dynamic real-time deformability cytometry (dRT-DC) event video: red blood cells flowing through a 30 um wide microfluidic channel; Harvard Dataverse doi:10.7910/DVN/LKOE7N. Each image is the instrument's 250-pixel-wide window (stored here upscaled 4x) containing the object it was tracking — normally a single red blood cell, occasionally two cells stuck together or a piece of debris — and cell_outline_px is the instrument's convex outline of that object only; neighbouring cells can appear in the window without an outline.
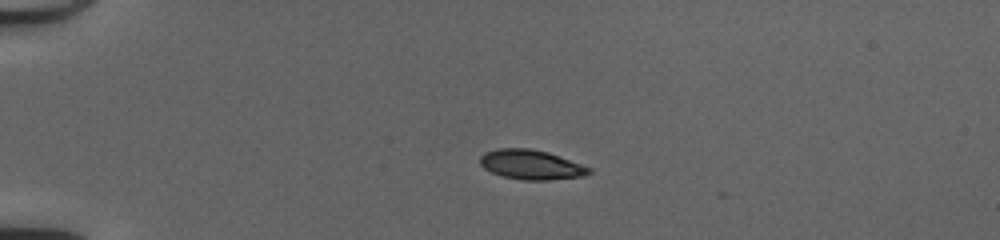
{"species": "common noctule bat (a hibernating species)", "species_latin": "Nyctalus noctula", "temperature_condition": "cold", "stored_images_in_passage": 3, "camera_frame_rate_fps": 3000, "um_per_image_px": 0.085, "animal": {"sex": "female", "body_mass_g": 20.0, "forearm_length_mm": 54.0}, "frame": {"image": 1, "passage_image": 1, "time_ms": 0.0, "image_size_px": [1000, 240], "cell_outline_px": [[592, 172], [584, 176], [548, 180], [524, 180], [504, 176], [492, 172], [484, 168], [480, 164], [480, 156], [484, 152], [496, 148], [528, 148], [548, 152], [592, 168]], "centroid_in_image_um": [45.14, 13.99], "position_along_channel_um": 39.9, "area_um2": 18.79}}